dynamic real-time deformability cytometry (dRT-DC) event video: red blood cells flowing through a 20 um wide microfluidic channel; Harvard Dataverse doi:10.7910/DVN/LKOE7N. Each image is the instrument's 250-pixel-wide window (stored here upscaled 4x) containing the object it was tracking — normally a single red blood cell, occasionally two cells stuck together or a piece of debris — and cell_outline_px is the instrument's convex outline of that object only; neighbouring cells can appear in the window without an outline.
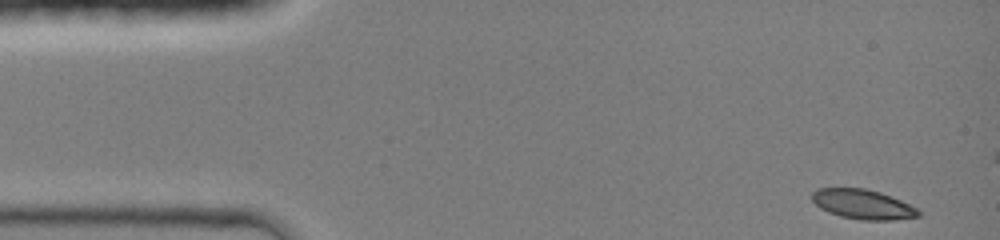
{"species": "common noctule bat (a hibernating species)", "species_latin": "Nyctalus noctula", "temperature_condition": "room temperature", "stored_images_in_passage": 10, "camera_frame_rate_fps": 3000, "um_per_image_px": 0.085, "animal": {"sex": "female", "body_mass_g": 19.0, "forearm_length_mm": 51.5}, "frame": {"image": 1, "passage_image": 1, "time_ms": 0.0, "image_size_px": [1000, 240], "cell_outline_px": [[920, 216], [892, 220], [860, 220], [840, 216], [828, 212], [820, 208], [812, 200], [812, 192], [816, 188], [864, 188], [880, 192], [900, 200], [916, 208], [920, 212]], "centroid_in_image_um": [73.31, 17.36], "position_along_channel_um": 11.7, "area_um2": 18.32}}